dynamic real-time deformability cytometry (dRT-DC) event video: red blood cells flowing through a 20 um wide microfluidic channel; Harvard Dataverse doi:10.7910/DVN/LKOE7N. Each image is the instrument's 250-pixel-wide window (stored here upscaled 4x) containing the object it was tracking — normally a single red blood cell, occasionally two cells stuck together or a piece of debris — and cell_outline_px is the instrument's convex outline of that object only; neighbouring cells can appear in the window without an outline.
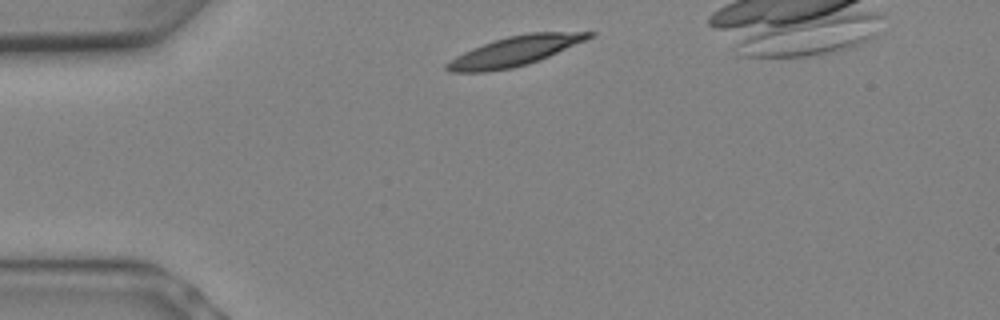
{"species": "Egyptian fruit bat (a non-hibernating species)", "species_latin": "Rousettus aegyptiacus", "temperature_condition": "warm", "stored_images_in_passage": 5, "camera_frame_rate_fps": 3000, "um_per_image_px": 0.085, "animal": {"sex": "female"}, "frame": {"image": 1, "passage_image": 1, "time_ms": 0.0, "image_size_px": [1000, 320], "cell_outline_px": [[596, 36], [588, 40], [528, 64], [512, 68], [484, 72], [452, 72], [444, 68], [444, 64], [448, 60], [472, 48], [508, 36], [528, 32], [596, 32]], "centroid_in_image_um": [43.78, 4.34], "position_along_channel_um": 41.2, "area_um2": 24.51}}
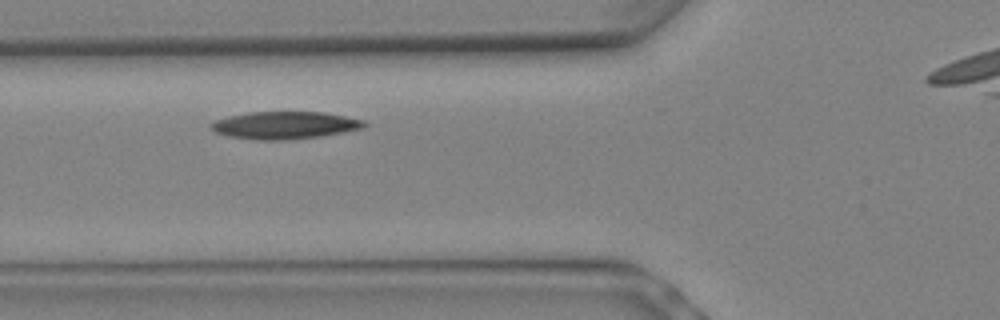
{"frame": {"image": 2, "passage_image": 4, "time_ms": 1.0, "image_size_px": [1000, 320], "cell_outline_px": [[368, 124], [364, 128], [344, 132], [320, 136], [284, 140], [256, 140], [228, 136], [216, 132], [208, 128], [216, 120], [228, 116], [248, 112], [324, 112], [364, 120]], "centroid_in_image_um": [24.21, 10.64], "position_along_channel_um": 101.6, "area_um2": 24.51}}
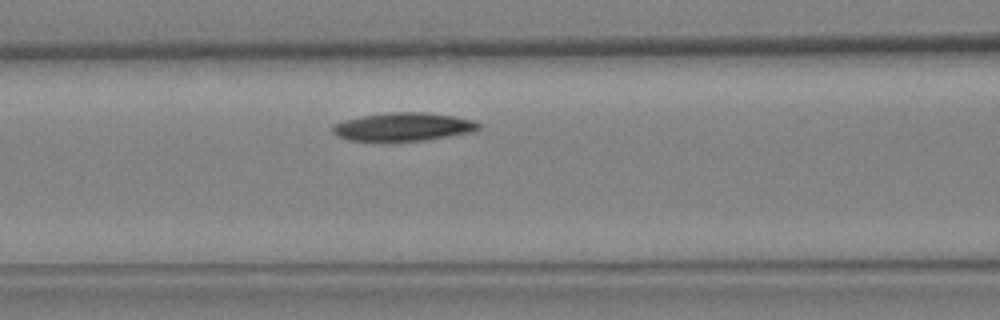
{"frame": {"image": 3, "passage_image": 5, "time_ms": 1.333, "image_size_px": [1000, 320], "cell_outline_px": [[480, 128], [476, 132], [424, 140], [384, 144], [348, 140], [336, 136], [332, 132], [332, 124], [344, 120], [360, 116], [388, 112], [424, 112], [452, 116], [472, 120], [480, 124]], "centroid_in_image_um": [34.2, 10.82], "position_along_channel_um": 132.4, "area_um2": 25.09}}